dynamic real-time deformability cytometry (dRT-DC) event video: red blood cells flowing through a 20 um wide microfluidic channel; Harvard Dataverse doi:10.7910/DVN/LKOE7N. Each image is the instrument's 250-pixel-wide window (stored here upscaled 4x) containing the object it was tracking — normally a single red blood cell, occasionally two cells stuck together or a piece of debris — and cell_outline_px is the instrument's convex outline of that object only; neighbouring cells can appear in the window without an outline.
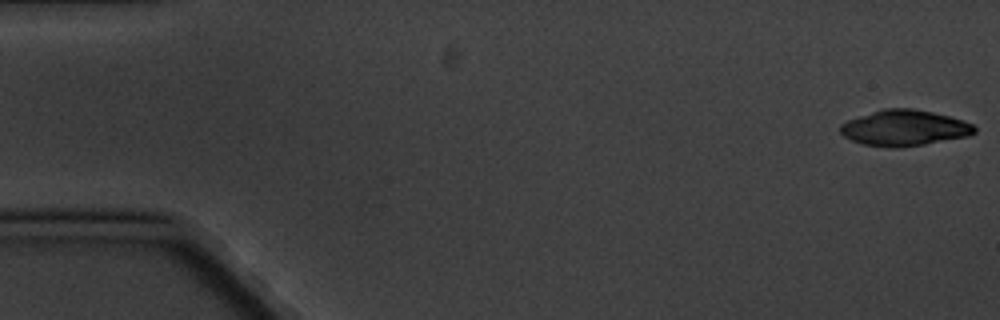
{"species": "common noctule bat (a hibernating species)", "species_latin": "Nyctalus noctula", "temperature_condition": "cold", "stored_images_in_passage": 5, "camera_frame_rate_fps": 3000, "um_per_image_px": 0.085, "animal": {"sex": "male", "body_mass_g": 20.1, "forearm_length_mm": 53.5}, "frame": {"image": 1, "passage_image": 1, "time_ms": 0.0, "image_size_px": [1000, 320], "cell_outline_px": [[976, 132], [968, 136], [924, 144], [896, 148], [892, 148], [864, 144], [852, 140], [844, 136], [840, 132], [840, 124], [848, 120], [884, 108], [912, 108], [932, 112], [948, 116], [972, 124], [976, 128]], "centroid_in_image_um": [76.86, 10.88], "position_along_channel_um": 8.1, "area_um2": 27.69}}